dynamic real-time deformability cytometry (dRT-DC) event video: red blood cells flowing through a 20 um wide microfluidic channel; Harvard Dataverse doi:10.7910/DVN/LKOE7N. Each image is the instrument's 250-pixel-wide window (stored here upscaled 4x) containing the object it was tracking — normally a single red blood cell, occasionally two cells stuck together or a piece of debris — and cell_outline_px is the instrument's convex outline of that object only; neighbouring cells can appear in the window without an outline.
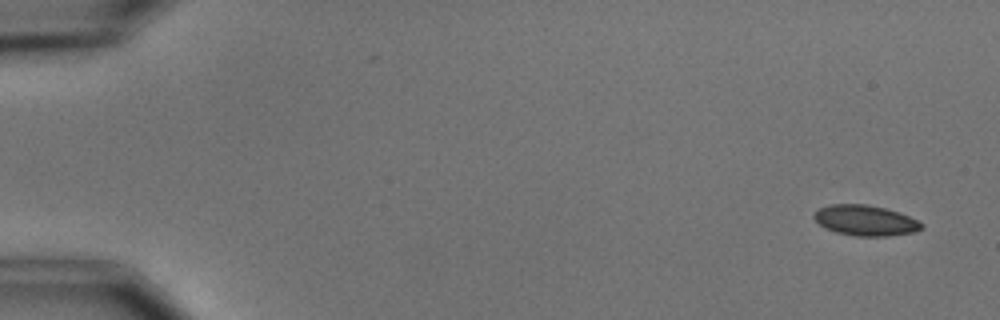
{"species": "common noctule bat (a hibernating species)", "species_latin": "Nyctalus noctula", "temperature_condition": "cold", "stored_images_in_passage": 5, "camera_frame_rate_fps": 3000, "um_per_image_px": 0.085, "animal": {"sex": "male", "body_mass_g": 15.6}, "frame": {"image": 1, "passage_image": 1, "time_ms": 0.0, "image_size_px": [1000, 320], "cell_outline_px": [[924, 228], [912, 232], [888, 236], [856, 236], [836, 232], [824, 228], [812, 216], [820, 208], [832, 204], [868, 204], [884, 208], [908, 216], [924, 224]], "centroid_in_image_um": [73.55, 18.74], "position_along_channel_um": 11.5, "area_um2": 18.9}}
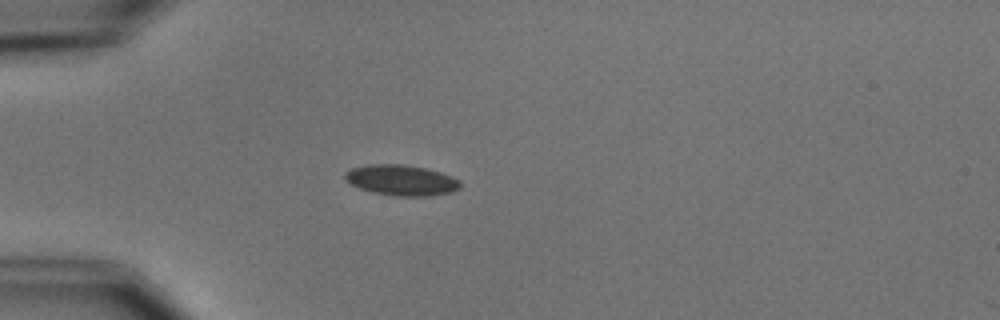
{"frame": {"image": 2, "passage_image": 4, "time_ms": 4.333, "image_size_px": [1000, 320], "cell_outline_px": [[460, 188], [452, 192], [432, 196], [396, 196], [372, 192], [360, 188], [352, 184], [344, 176], [344, 172], [352, 168], [368, 164], [404, 164], [424, 168], [440, 172], [452, 176], [460, 180]], "centroid_in_image_um": [34.14, 15.32], "position_along_channel_um": 50.9, "area_um2": 20.58}}